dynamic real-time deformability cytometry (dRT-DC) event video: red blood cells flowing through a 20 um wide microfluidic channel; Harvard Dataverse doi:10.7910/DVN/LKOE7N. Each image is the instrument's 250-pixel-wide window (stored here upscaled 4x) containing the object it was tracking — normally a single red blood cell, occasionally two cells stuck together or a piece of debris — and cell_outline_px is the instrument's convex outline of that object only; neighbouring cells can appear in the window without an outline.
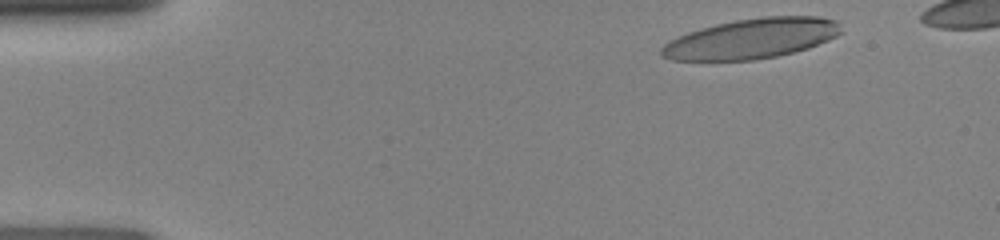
{"species": "human", "species_latin": "Homo sapiens", "temperature_condition": "room temperature", "stored_images_in_passage": 42, "camera_frame_rate_fps": 3000, "um_per_image_px": 0.085, "donor": {"sex": "female"}, "frame": {"image": 1, "passage_image": 2, "time_ms": 0.333, "image_size_px": [1000, 240], "cell_outline_px": [[844, 32], [828, 40], [808, 48], [776, 56], [752, 60], [672, 60], [660, 56], [660, 48], [668, 40], [688, 32], [700, 28], [716, 24], [736, 20], [764, 16], [816, 16], [836, 20], [840, 24]], "centroid_in_image_um": [63.88, 3.27], "position_along_channel_um": 21.1, "area_um2": 42.08}}
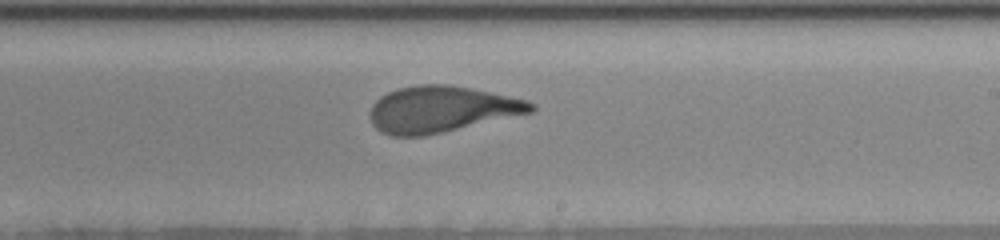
{"frame": {"image": 2, "passage_image": 25, "time_ms": 8.0, "image_size_px": [1000, 240], "cell_outline_px": [[536, 108], [532, 112], [424, 136], [392, 136], [376, 128], [372, 124], [372, 104], [380, 96], [388, 92], [400, 88], [420, 84], [448, 84], [472, 88], [528, 100], [536, 104]], "centroid_in_image_um": [37.54, 9.27], "position_along_channel_um": 251.5, "area_um2": 43.0}}
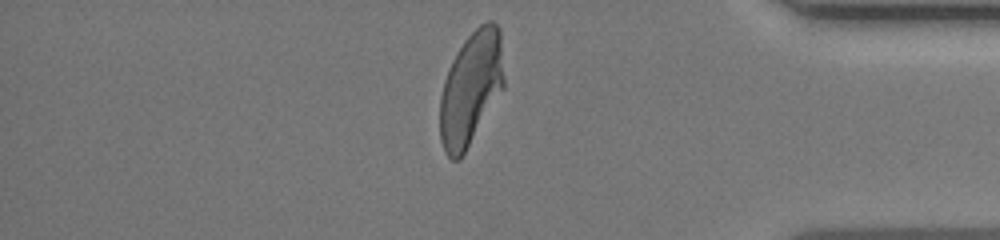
{"frame": {"image": 3, "passage_image": 37, "time_ms": 12.0, "image_size_px": [1000, 240], "cell_outline_px": [[504, 88], [460, 160], [452, 160], [444, 152], [440, 140], [440, 96], [444, 80], [452, 60], [464, 40], [480, 24], [488, 20], [492, 20], [500, 28], [504, 80]], "centroid_in_image_um": [40.03, 7.52], "position_along_channel_um": 395.2, "area_um2": 42.48}}